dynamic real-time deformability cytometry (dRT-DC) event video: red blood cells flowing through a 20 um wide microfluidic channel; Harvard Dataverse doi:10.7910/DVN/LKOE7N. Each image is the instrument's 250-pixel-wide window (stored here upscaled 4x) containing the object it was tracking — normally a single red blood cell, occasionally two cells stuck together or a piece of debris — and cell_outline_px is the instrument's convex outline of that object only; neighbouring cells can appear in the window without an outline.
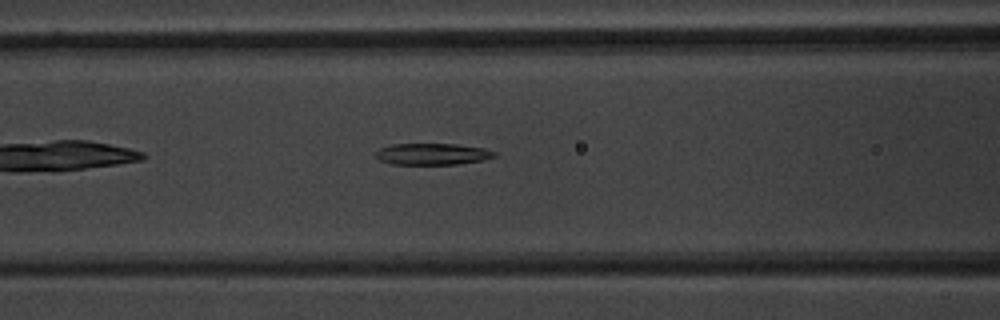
{"species": "common noctule bat (a hibernating species)", "species_latin": "Nyctalus noctula", "temperature_condition": "warm", "stored_images_in_passage": 36, "camera_frame_rate_fps": 3000, "um_per_image_px": 0.085, "animal": {"sex": "male", "body_mass_g": 20.1, "forearm_length_mm": 53.5}, "frame": {"image": 1, "passage_image": 8, "time_ms": 2.333, "image_size_px": [1000, 320], "cell_outline_px": [[496, 156], [484, 160], [456, 164], [392, 164], [380, 160], [376, 156], [376, 152], [380, 148], [392, 144], [456, 144], [484, 148], [496, 152]], "centroid_in_image_um": [36.77, 13.09], "position_along_channel_um": 129.8, "area_um2": 14.8}}
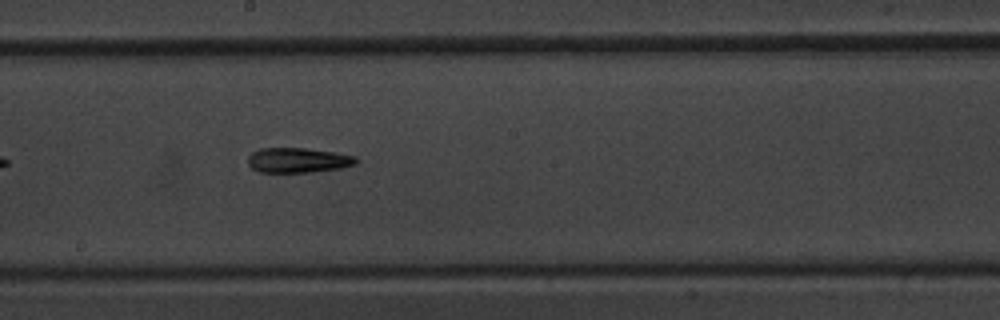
{"frame": {"image": 2, "passage_image": 15, "time_ms": 4.667, "image_size_px": [1000, 320], "cell_outline_px": [[360, 160], [356, 164], [340, 168], [312, 172], [260, 172], [252, 168], [248, 164], [248, 156], [252, 152], [260, 148], [304, 148], [332, 152], [356, 156]], "centroid_in_image_um": [25.33, 13.62], "position_along_channel_um": 222.9, "area_um2": 15.72}}
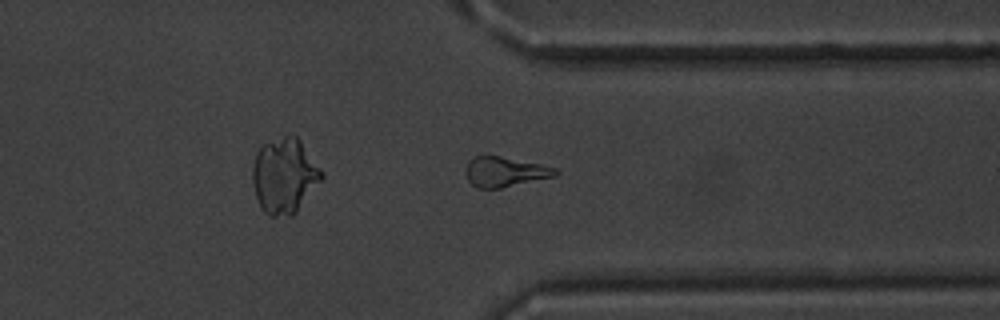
{"frame": {"image": 3, "passage_image": 26, "time_ms": 8.333, "image_size_px": [1000, 320], "cell_outline_px": [[560, 172], [556, 176], [500, 188], [476, 188], [468, 180], [464, 172], [464, 168], [468, 160], [472, 156], [500, 156], [540, 164], [556, 168]], "centroid_in_image_um": [42.88, 14.6], "position_along_channel_um": 368.5, "area_um2": 15.78}, "authors_computed_cell_mechanics": {"area_um2": 15.606, "velocity_mm_per_s": 3.9963, "shape_relaxation_time_tau1_ms": 6.4062, "shape_relaxation_time_tau2_ms": null, "deformation_change_tau1": 0.1895, "deformation_change_tau2": null}}